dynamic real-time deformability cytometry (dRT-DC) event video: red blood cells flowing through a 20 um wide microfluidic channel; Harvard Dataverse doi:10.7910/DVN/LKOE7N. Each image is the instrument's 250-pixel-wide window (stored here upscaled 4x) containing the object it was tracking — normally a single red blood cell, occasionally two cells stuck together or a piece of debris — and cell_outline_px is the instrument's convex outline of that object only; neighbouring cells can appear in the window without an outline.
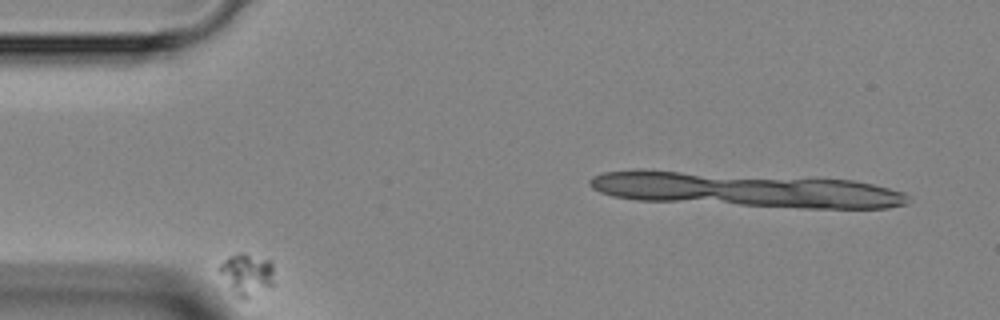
{"species": "Egyptian fruit bat (a non-hibernating species)", "species_latin": "Rousettus aegyptiacus", "temperature_condition": "room temperature", "stored_images_in_passage": 3, "camera_frame_rate_fps": 3000, "um_per_image_px": 0.085, "animal": {"sex": "female"}, "frame": {"image": 1, "passage_image": 1, "time_ms": 0.0, "image_size_px": [1000, 320], "cell_outline_px": [[276, 284], [272, 288], [248, 300], [244, 300], [236, 296], [216, 268], [228, 256], [240, 252], [244, 252], [272, 260]], "centroid_in_image_um": [21.05, 23.34], "position_along_channel_um": 63.9, "area_um2": 14.22}}